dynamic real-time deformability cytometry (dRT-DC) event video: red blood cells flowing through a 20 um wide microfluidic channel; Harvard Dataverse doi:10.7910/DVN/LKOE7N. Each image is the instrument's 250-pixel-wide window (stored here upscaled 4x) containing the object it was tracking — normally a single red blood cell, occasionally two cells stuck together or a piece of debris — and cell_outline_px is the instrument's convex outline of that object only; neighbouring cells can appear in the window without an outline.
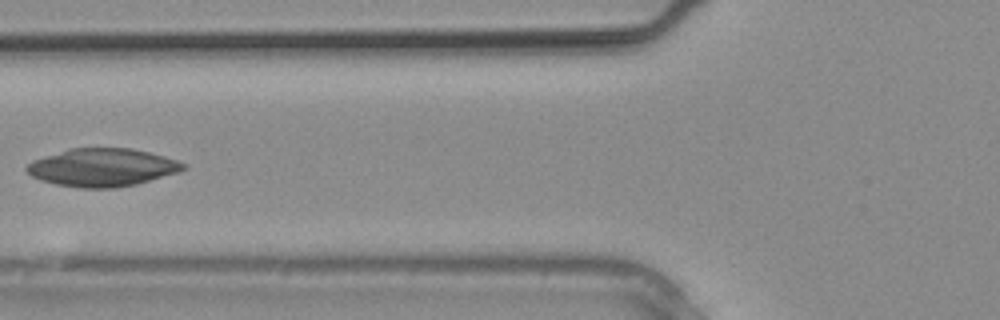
{"species": "common noctule bat (a hibernating species)", "species_latin": "Nyctalus noctula", "temperature_condition": "warm", "stored_images_in_passage": 15, "camera_frame_rate_fps": 3000, "um_per_image_px": 0.085, "animal": {"sex": "male", "body_mass_g": 20.4}, "frame": {"image": 1, "passage_image": 9, "time_ms": 2.667, "image_size_px": [1000, 320], "cell_outline_px": [[188, 168], [180, 172], [136, 184], [116, 188], [80, 188], [56, 184], [40, 180], [32, 176], [24, 168], [32, 160], [68, 148], [132, 148], [164, 156], [176, 160], [184, 164]], "centroid_in_image_um": [8.69, 14.23], "position_along_channel_um": 117.1, "area_um2": 34.74}}